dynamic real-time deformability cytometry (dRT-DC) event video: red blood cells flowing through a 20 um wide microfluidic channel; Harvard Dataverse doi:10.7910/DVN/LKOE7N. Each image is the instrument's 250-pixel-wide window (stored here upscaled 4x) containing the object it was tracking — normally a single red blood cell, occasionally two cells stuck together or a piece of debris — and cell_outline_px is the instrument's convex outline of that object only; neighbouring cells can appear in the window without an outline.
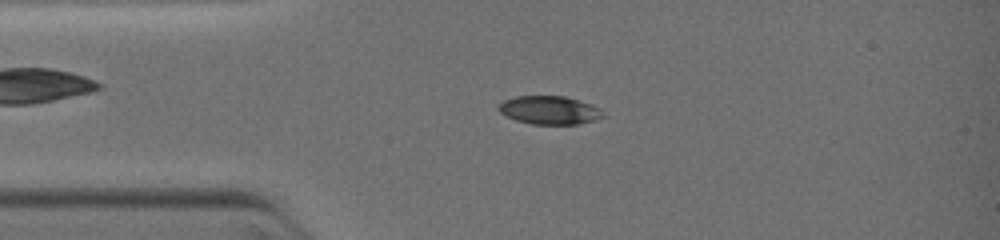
{"species": "common noctule bat (a hibernating species)", "species_latin": "Nyctalus noctula", "temperature_condition": "warm", "stored_images_in_passage": 38, "camera_frame_rate_fps": 3000, "um_per_image_px": 0.085, "animal": {"sex": "female", "body_mass_g": 19.0, "forearm_length_mm": 51.5}, "frame": {"image": 1, "passage_image": 9, "time_ms": 2.333, "image_size_px": [1000, 240], "cell_outline_px": [[604, 116], [596, 120], [576, 124], [532, 124], [516, 120], [504, 116], [496, 108], [504, 100], [516, 96], [564, 96], [600, 108]], "centroid_in_image_um": [46.66, 9.37], "position_along_channel_um": 38.3, "area_um2": 17.11}}
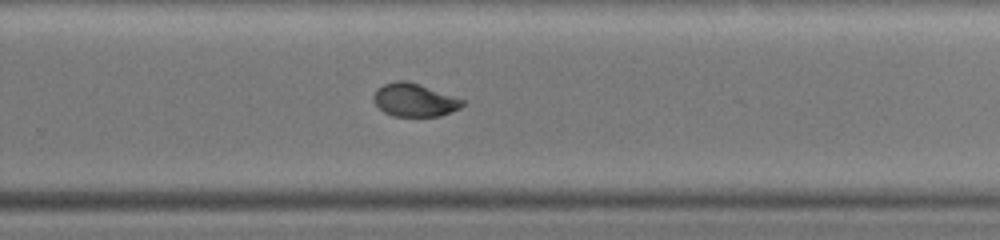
{"frame": {"image": 2, "passage_image": 22, "time_ms": 8.0, "image_size_px": [1000, 240], "cell_outline_px": [[464, 104], [460, 108], [440, 116], [392, 116], [384, 112], [372, 100], [372, 96], [376, 88], [384, 84], [396, 80], [408, 80], [420, 84], [464, 100]], "centroid_in_image_um": [35.19, 8.49], "position_along_channel_um": 294.6, "area_um2": 17.22}}
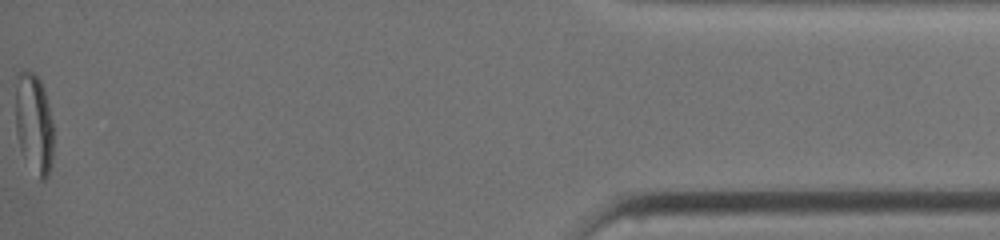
{"frame": {"image": 3, "passage_image": 38, "time_ms": 12.667, "image_size_px": [1000, 240], "cell_outline_px": [[52, 160], [48, 176], [44, 180], [40, 180], [20, 148], [16, 136], [16, 72], [20, 68], [28, 68], [40, 80], [48, 104], [52, 124]], "centroid_in_image_um": [2.86, 10.42], "position_along_channel_um": 432.3, "area_um2": 22.02}}